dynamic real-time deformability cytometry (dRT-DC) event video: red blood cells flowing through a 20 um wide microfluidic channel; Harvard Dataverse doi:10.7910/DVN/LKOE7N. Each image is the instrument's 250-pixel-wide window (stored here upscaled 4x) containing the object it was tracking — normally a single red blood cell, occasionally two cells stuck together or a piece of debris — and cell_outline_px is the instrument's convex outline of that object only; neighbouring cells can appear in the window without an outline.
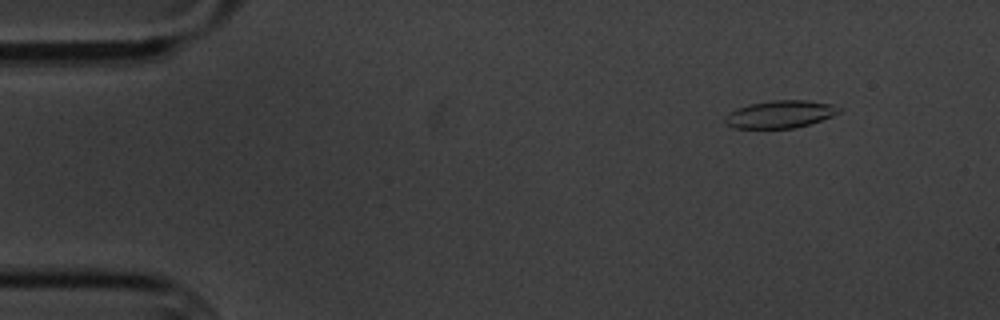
{"species": "common noctule bat (a hibernating species)", "species_latin": "Nyctalus noctula", "temperature_condition": "cold", "stored_images_in_passage": 5, "camera_frame_rate_fps": 3000, "um_per_image_px": 0.085, "animal": {"sex": "male", "body_mass_g": 20.1, "forearm_length_mm": 53.5}, "frame": {"image": 1, "passage_image": 2, "time_ms": 1.333, "image_size_px": [1000, 320], "cell_outline_px": [[844, 108], [840, 112], [832, 116], [808, 124], [792, 128], [732, 128], [724, 120], [724, 116], [728, 112], [748, 104], [776, 100], [808, 100], [832, 104]], "centroid_in_image_um": [66.32, 9.7], "position_along_channel_um": 18.7, "area_um2": 18.26}}
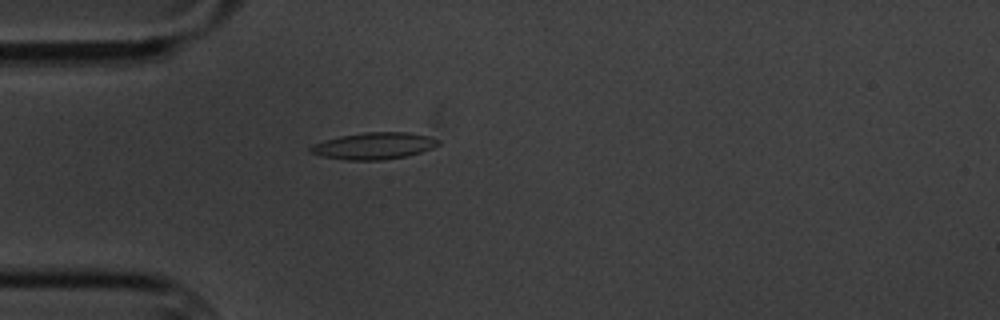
{"frame": {"image": 2, "passage_image": 5, "time_ms": 4.667, "image_size_px": [1000, 320], "cell_outline_px": [[440, 144], [432, 148], [408, 156], [380, 160], [344, 160], [320, 156], [308, 152], [308, 148], [312, 144], [324, 140], [340, 136], [364, 132], [408, 132], [428, 136], [440, 140]], "centroid_in_image_um": [31.74, 12.4], "position_along_channel_um": 53.3, "area_um2": 20.11}}